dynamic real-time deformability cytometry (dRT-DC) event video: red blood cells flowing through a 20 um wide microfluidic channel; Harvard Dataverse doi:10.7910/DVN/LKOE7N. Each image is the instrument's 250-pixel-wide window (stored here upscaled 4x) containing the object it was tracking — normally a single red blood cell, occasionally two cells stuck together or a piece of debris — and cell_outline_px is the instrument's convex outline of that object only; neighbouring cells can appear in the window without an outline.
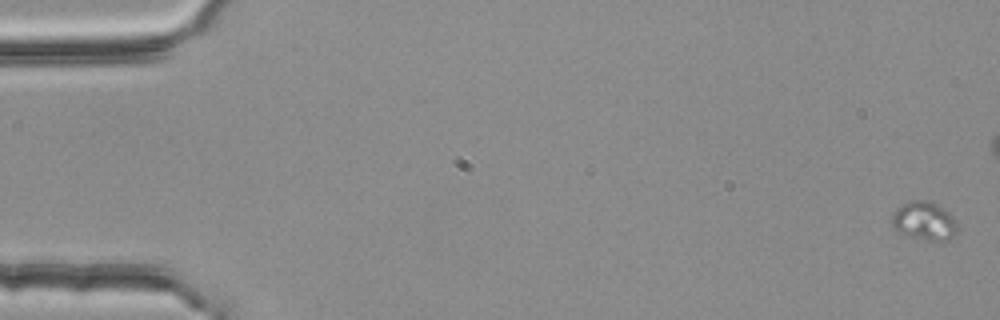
{"species": "common noctule bat (a hibernating species)", "species_latin": "Nyctalus noctula", "temperature_condition": "room temperature", "stored_images_in_passage": 6, "camera_frame_rate_fps": 3000, "um_per_image_px": 0.085, "animal": {"sex": "female", "body_mass_g": 25.1}, "frame": {"image": 1, "passage_image": 1, "time_ms": 0.0, "image_size_px": [1000, 320], "cell_outline_px": [[956, 232], [948, 240], [928, 240], [896, 232], [892, 224], [892, 216], [896, 208], [908, 200], [932, 200], [944, 208], [952, 216], [956, 224]], "centroid_in_image_um": [78.53, 18.74], "position_along_channel_um": 6.5, "area_um2": 14.68}}
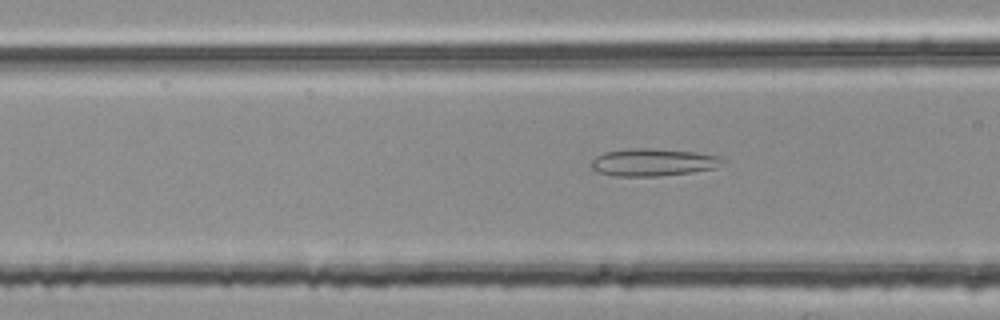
{"frame": {"image": 2, "passage_image": 6, "time_ms": 1.667, "image_size_px": [1000, 320], "cell_outline_px": [[724, 160], [716, 168], [692, 172], [660, 176], [616, 176], [596, 172], [588, 164], [596, 156], [604, 152], [628, 148], [652, 148], [696, 152], [716, 156]], "centroid_in_image_um": [55.44, 13.79], "position_along_channel_um": 111.2, "area_um2": 21.1}}